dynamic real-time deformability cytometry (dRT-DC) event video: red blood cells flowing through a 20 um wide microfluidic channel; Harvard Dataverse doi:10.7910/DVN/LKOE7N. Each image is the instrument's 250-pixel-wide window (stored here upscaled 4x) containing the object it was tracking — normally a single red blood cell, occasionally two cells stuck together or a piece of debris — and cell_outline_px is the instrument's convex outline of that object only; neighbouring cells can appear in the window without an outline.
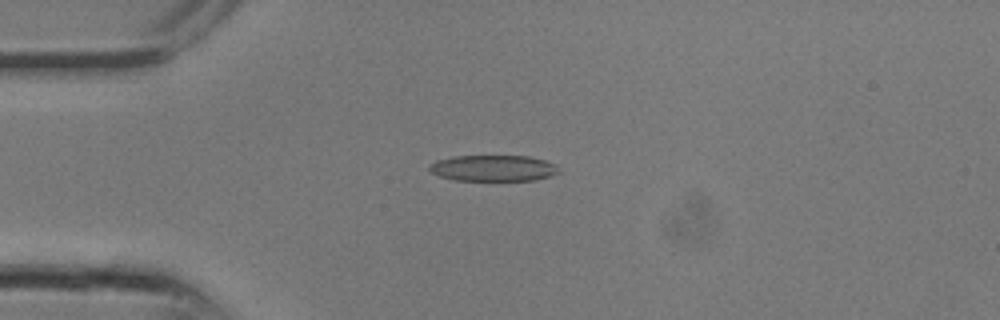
{"species": "common noctule bat (a hibernating species)", "species_latin": "Nyctalus noctula", "temperature_condition": "room temperature", "stored_images_in_passage": 9, "camera_frame_rate_fps": 3000, "um_per_image_px": 0.085, "animal": {"sex": "male", "body_mass_g": 13.3}, "frame": {"image": 1, "passage_image": 6, "time_ms": 1.667, "image_size_px": [1000, 320], "cell_outline_px": [[560, 172], [552, 176], [536, 180], [456, 180], [440, 176], [432, 172], [428, 168], [436, 160], [452, 156], [528, 156], [544, 160], [556, 164], [560, 168]], "centroid_in_image_um": [41.99, 14.29], "position_along_channel_um": 43.0, "area_um2": 19.71}}
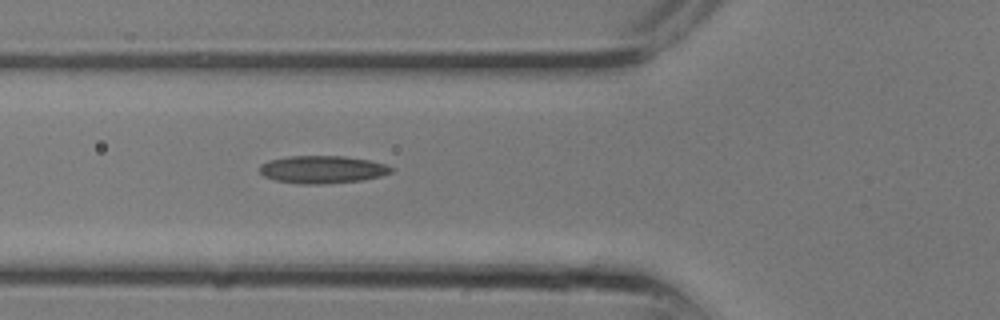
{"frame": {"image": 2, "passage_image": 9, "time_ms": 2.667, "image_size_px": [1000, 320], "cell_outline_px": [[392, 172], [380, 176], [364, 180], [324, 184], [300, 184], [276, 180], [264, 176], [260, 172], [260, 164], [268, 160], [288, 156], [344, 156], [368, 160], [384, 164], [392, 168]], "centroid_in_image_um": [27.38, 14.41], "position_along_channel_um": 98.4, "area_um2": 21.15}}